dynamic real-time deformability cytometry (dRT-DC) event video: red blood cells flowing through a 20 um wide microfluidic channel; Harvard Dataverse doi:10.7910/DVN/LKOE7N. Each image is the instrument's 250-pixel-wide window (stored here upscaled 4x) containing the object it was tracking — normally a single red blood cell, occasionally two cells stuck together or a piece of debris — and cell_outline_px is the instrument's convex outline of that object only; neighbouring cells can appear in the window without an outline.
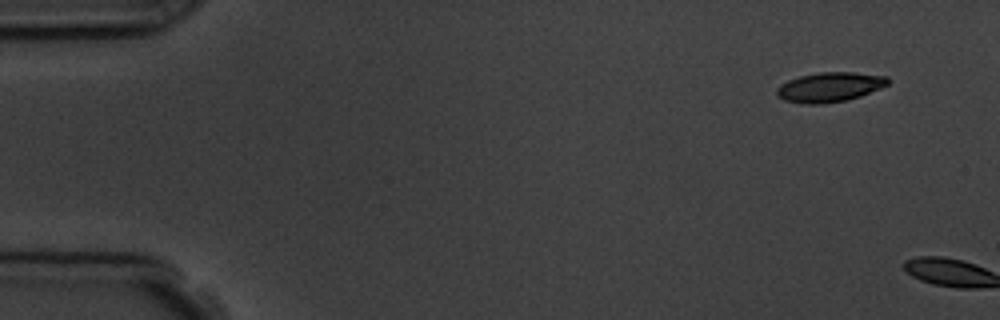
{"species": "common noctule bat (a hibernating species)", "species_latin": "Nyctalus noctula", "temperature_condition": "room temperature", "stored_images_in_passage": 6, "camera_frame_rate_fps": 3000, "um_per_image_px": 0.085, "animal": {"sex": "male", "body_mass_g": 19.5, "forearm_length_mm": 54.6}, "frame": {"image": 1, "passage_image": 1, "time_ms": 0.0, "image_size_px": [1000, 320], "cell_outline_px": [[888, 84], [880, 88], [860, 96], [848, 100], [824, 104], [804, 104], [784, 100], [776, 96], [776, 88], [780, 84], [788, 80], [800, 76], [820, 72], [852, 72], [888, 76]], "centroid_in_image_um": [70.49, 7.41], "position_along_channel_um": 14.5, "area_um2": 19.31}}
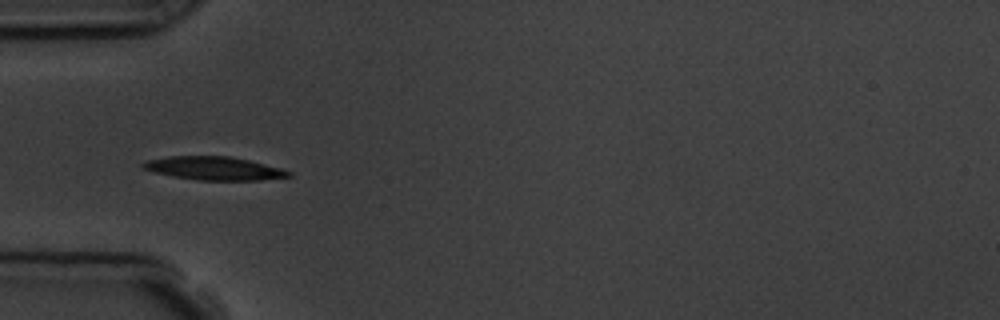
{"frame": {"image": 2, "passage_image": 5, "time_ms": 6.333, "image_size_px": [1000, 320], "cell_outline_px": [[292, 176], [260, 180], [196, 180], [172, 176], [140, 168], [140, 164], [148, 160], [168, 156], [228, 156], [248, 160], [280, 168], [292, 172]], "centroid_in_image_um": [18.16, 14.31], "position_along_channel_um": 66.8, "area_um2": 19.71}}